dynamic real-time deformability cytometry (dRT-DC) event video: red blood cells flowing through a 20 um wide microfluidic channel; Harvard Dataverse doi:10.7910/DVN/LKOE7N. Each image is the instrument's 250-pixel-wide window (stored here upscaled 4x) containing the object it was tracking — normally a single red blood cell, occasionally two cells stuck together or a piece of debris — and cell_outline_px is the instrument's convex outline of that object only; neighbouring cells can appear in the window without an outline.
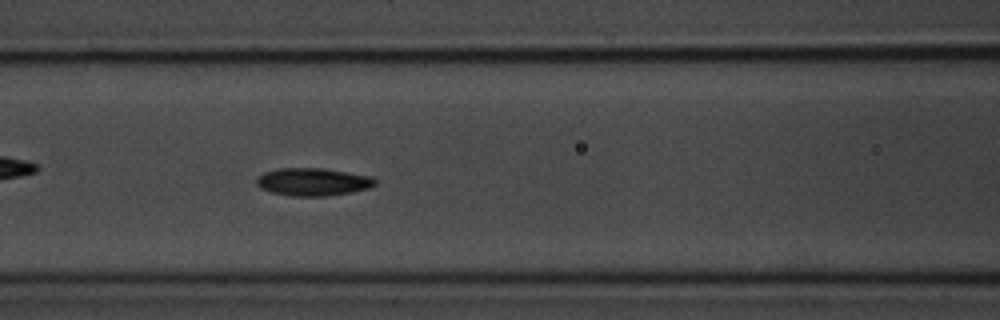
{"species": "common noctule bat (a hibernating species)", "species_latin": "Nyctalus noctula", "temperature_condition": "room temperature", "stored_images_in_passage": 8, "segment_of_instrument_passage": [1, 2], "camera_frame_rate_fps": 3000, "um_per_image_px": 0.085, "animal": {"sex": "male", "body_mass_g": 20.1, "forearm_length_mm": 53.5}, "frame": {"image": 1, "passage_image": 7, "time_ms": 6.667, "image_size_px": [1000, 320], "cell_outline_px": [[376, 184], [368, 188], [352, 192], [324, 196], [292, 196], [272, 192], [260, 188], [256, 184], [256, 180], [264, 172], [280, 168], [324, 168], [372, 176], [376, 180]], "centroid_in_image_um": [26.61, 15.45], "position_along_channel_um": 140.0, "area_um2": 19.13}}